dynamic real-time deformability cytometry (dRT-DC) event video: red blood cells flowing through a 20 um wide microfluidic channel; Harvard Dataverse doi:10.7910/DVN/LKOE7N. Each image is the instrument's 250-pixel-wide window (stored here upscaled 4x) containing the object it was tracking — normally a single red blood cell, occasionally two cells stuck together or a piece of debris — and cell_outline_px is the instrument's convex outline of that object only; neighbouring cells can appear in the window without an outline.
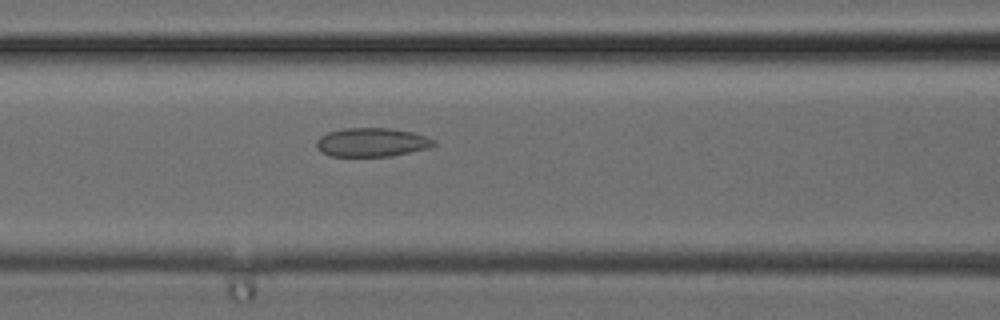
{"species": "common noctule bat (a hibernating species)", "species_latin": "Nyctalus noctula", "temperature_condition": "cold", "stored_images_in_passage": 25, "camera_frame_rate_fps": 3000, "um_per_image_px": 0.085, "animal": {"sex": "female", "body_mass_g": 24.6, "forearm_length_mm": 56.2}, "frame": {"image": 1, "passage_image": 6, "time_ms": 1.667, "image_size_px": [1000, 320], "cell_outline_px": [[436, 144], [428, 148], [392, 156], [332, 156], [320, 152], [316, 144], [316, 140], [320, 136], [328, 132], [344, 128], [388, 128], [412, 132], [436, 140]], "centroid_in_image_um": [31.59, 12.09], "position_along_channel_um": 135.0, "area_um2": 19.65}}
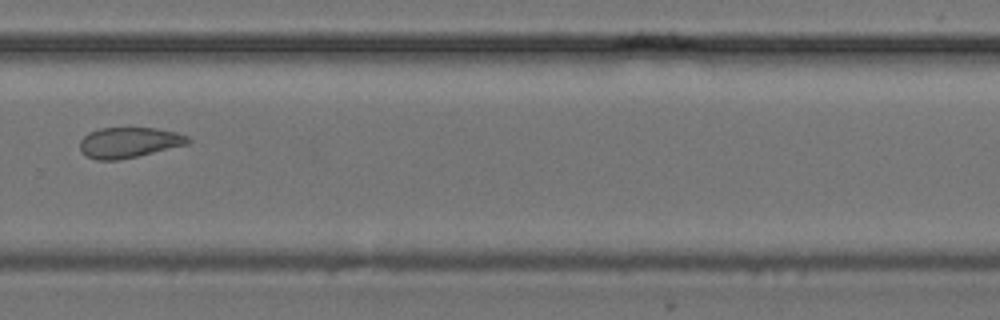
{"frame": {"image": 2, "passage_image": 15, "time_ms": 4.667, "image_size_px": [1000, 320], "cell_outline_px": [[192, 140], [188, 144], [120, 160], [96, 160], [80, 152], [80, 140], [88, 132], [100, 128], [156, 128], [176, 132], [188, 136]], "centroid_in_image_um": [10.95, 12.11], "position_along_channel_um": 318.8, "area_um2": 19.25}}
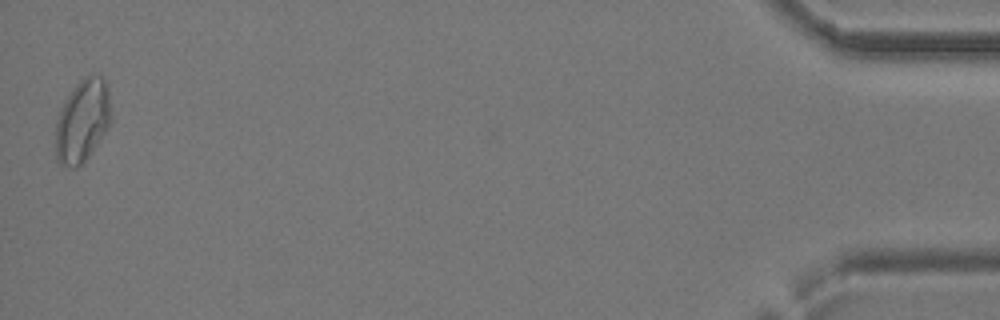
{"frame": {"image": 3, "passage_image": 25, "time_ms": 8.0, "image_size_px": [1000, 320], "cell_outline_px": [[112, 116], [108, 128], [88, 156], [76, 168], [72, 168], [60, 164], [56, 160], [56, 120], [60, 108], [64, 100], [72, 88], [84, 76], [104, 76], [108, 92]], "centroid_in_image_um": [7.0, 10.25], "position_along_channel_um": 428.2, "area_um2": 26.76}}